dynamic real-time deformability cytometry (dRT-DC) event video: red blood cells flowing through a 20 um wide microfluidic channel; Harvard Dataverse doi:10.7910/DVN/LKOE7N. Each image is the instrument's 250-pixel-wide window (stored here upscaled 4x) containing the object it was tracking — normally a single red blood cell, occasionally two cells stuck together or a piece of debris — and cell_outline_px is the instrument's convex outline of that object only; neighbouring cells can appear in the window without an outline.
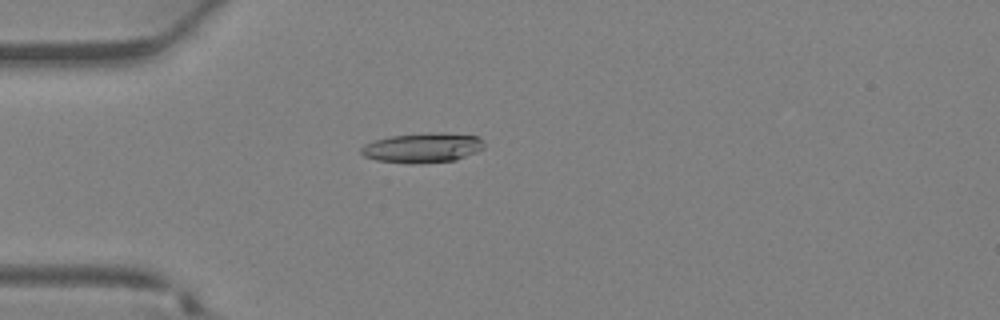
{"species": "Egyptian fruit bat (a non-hibernating species)", "species_latin": "Rousettus aegyptiacus", "temperature_condition": "warm", "stored_images_in_passage": 36, "camera_frame_rate_fps": 3000, "um_per_image_px": 0.085, "animal": {"sex": "female"}, "frame": {"image": 1, "passage_image": 10, "time_ms": 3.0, "image_size_px": [1000, 320], "cell_outline_px": [[484, 148], [476, 152], [456, 160], [412, 164], [376, 160], [364, 156], [360, 152], [360, 148], [364, 144], [372, 140], [392, 136], [428, 132], [444, 132], [476, 136], [484, 140]], "centroid_in_image_um": [35.91, 12.55], "position_along_channel_um": 49.1, "area_um2": 21.56}}
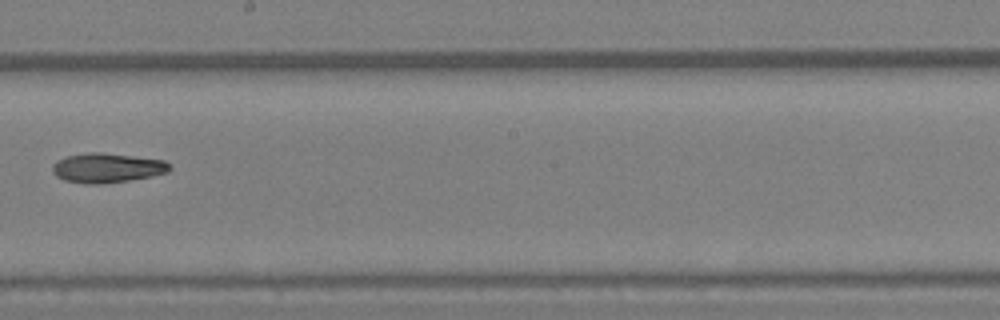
{"frame": {"image": 2, "passage_image": 21, "time_ms": 6.667, "image_size_px": [1000, 320], "cell_outline_px": [[172, 168], [168, 172], [152, 176], [128, 180], [96, 184], [88, 184], [64, 180], [56, 176], [52, 172], [52, 164], [56, 160], [64, 156], [88, 152], [100, 152], [164, 160]], "centroid_in_image_um": [9.05, 14.26], "position_along_channel_um": 239.1, "area_um2": 20.17}}
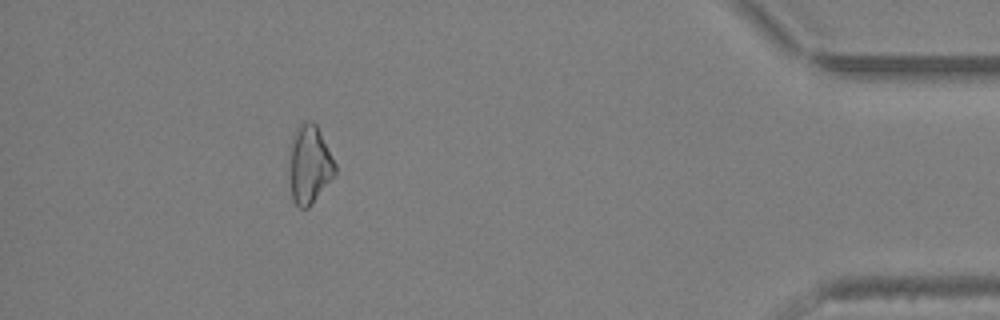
{"frame": {"image": 3, "passage_image": 33, "time_ms": 10.667, "image_size_px": [1000, 320], "cell_outline_px": [[336, 172], [312, 204], [308, 208], [300, 208], [292, 200], [288, 176], [288, 148], [292, 136], [300, 124], [304, 120], [312, 120], [316, 124], [336, 164]], "centroid_in_image_um": [26.24, 13.97], "position_along_channel_um": 409.0, "area_um2": 21.39}}